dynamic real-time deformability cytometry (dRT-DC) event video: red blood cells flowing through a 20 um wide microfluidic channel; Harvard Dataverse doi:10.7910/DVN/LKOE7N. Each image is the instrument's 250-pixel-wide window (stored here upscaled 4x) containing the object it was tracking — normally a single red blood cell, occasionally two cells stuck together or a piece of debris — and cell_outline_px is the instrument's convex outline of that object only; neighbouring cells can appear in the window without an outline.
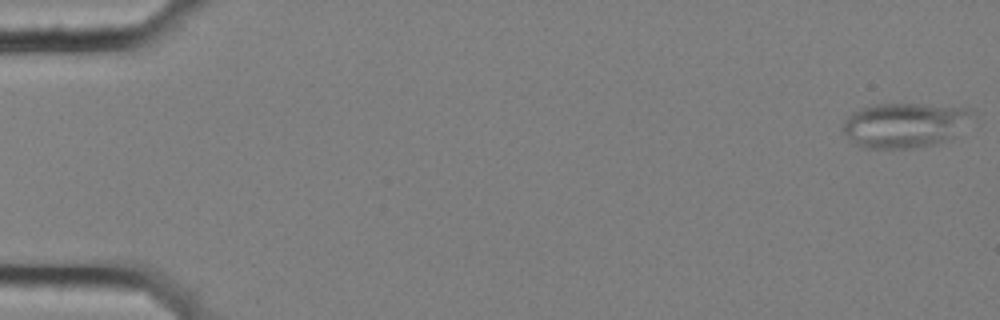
{"species": "common noctule bat (a hibernating species)", "species_latin": "Nyctalus noctula", "temperature_condition": "cold", "stored_images_in_passage": 57, "camera_frame_rate_fps": 3000, "um_per_image_px": 0.085, "animal": {"sex": "female", "body_mass_g": 25.1}, "frame": {"image": 1, "passage_image": 1, "time_ms": 0.0, "image_size_px": [1000, 320], "cell_outline_px": [[976, 116], [952, 136], [936, 144], [912, 148], [860, 148], [844, 132], [844, 120], [852, 112], [876, 104], [920, 104], [972, 108]], "centroid_in_image_um": [76.93, 10.62], "position_along_channel_um": 8.1, "area_um2": 33.58}}
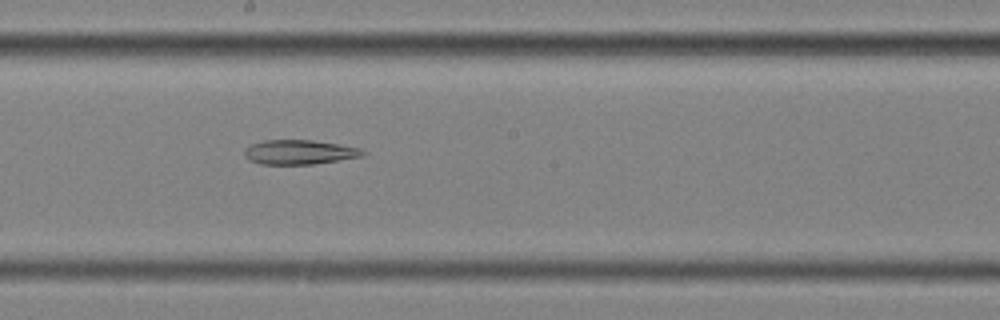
{"frame": {"image": 2, "passage_image": 32, "time_ms": 10.333, "image_size_px": [1000, 320], "cell_outline_px": [[368, 152], [364, 156], [312, 164], [260, 164], [248, 160], [244, 156], [244, 148], [252, 144], [264, 140], [312, 140], [360, 148]], "centroid_in_image_um": [25.43, 12.93], "position_along_channel_um": 222.8, "area_um2": 16.88}}
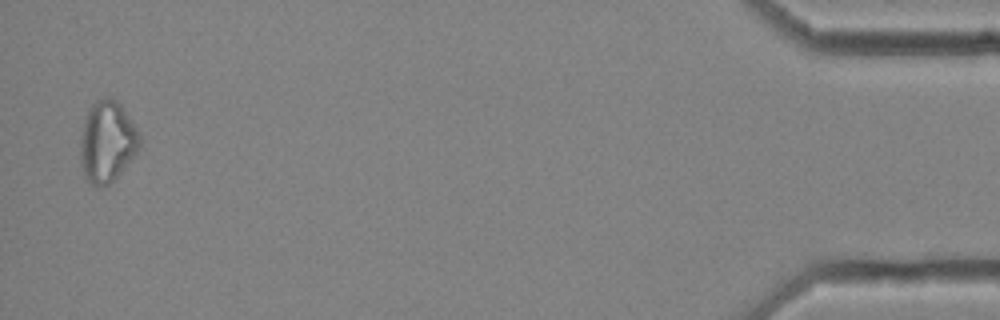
{"frame": {"image": 3, "passage_image": 56, "time_ms": 18.333, "image_size_px": [1000, 320], "cell_outline_px": [[140, 148], [132, 160], [104, 188], [100, 188], [92, 184], [84, 176], [80, 160], [80, 140], [84, 120], [88, 108], [92, 104], [104, 96], [112, 96], [120, 104], [136, 128], [140, 136]], "centroid_in_image_um": [9.1, 12.03], "position_along_channel_um": 426.1, "area_um2": 28.21}}